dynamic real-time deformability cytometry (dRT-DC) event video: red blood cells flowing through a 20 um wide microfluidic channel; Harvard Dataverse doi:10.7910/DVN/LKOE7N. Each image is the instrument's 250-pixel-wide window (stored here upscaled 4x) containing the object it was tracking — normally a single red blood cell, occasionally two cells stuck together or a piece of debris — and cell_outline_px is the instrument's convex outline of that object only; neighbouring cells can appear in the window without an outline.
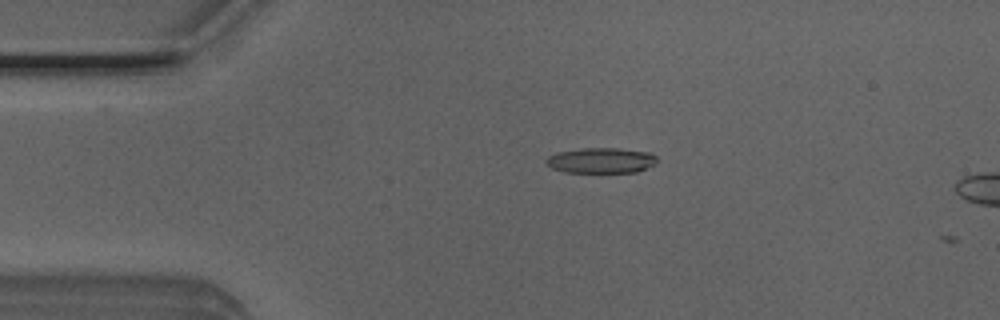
{"species": "Egyptian fruit bat (a non-hibernating species)", "species_latin": "Rousettus aegyptiacus", "temperature_condition": "room temperature", "stored_images_in_passage": 2, "camera_frame_rate_fps": 3000, "um_per_image_px": 0.085, "animal": {"sex": "male"}, "frame": {"image": 1, "passage_image": 1, "time_ms": 0.0, "image_size_px": [1000, 320], "cell_outline_px": [[656, 164], [636, 172], [564, 172], [552, 168], [544, 160], [548, 156], [560, 152], [580, 148], [616, 148], [652, 152], [656, 156]], "centroid_in_image_um": [51.12, 13.63], "position_along_channel_um": 33.9, "area_um2": 16.42}}